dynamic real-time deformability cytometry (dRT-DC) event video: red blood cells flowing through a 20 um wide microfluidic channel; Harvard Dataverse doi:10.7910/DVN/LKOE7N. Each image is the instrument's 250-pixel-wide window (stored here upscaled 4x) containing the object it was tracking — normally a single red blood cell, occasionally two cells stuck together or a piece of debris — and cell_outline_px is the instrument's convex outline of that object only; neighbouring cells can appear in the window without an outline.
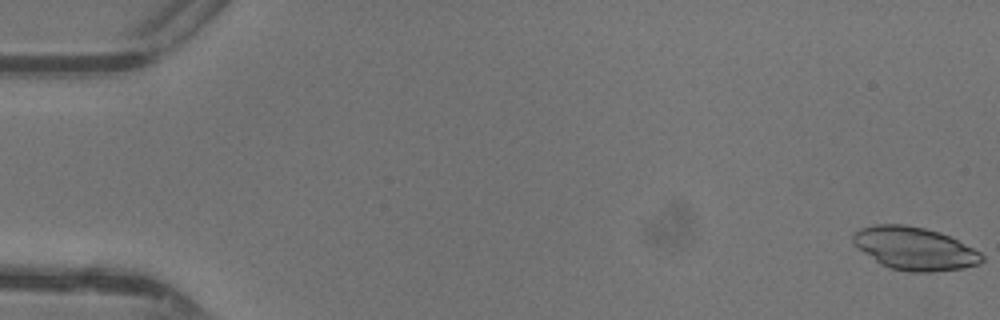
{"species": "common noctule bat (a hibernating species)", "species_latin": "Nyctalus noctula", "temperature_condition": "warm", "stored_images_in_passage": 39, "camera_frame_rate_fps": 3000, "um_per_image_px": 0.085, "animal": {"sex": "female"}, "frame": {"image": 1, "passage_image": 1, "time_ms": 0.0, "image_size_px": [1000, 320], "cell_outline_px": [[984, 260], [980, 264], [964, 268], [932, 272], [908, 272], [888, 268], [880, 264], [864, 252], [852, 240], [852, 236], [860, 228], [876, 224], [904, 224], [924, 228], [940, 232], [980, 252], [984, 256]], "centroid_in_image_um": [77.75, 21.14], "position_along_channel_um": 7.2, "area_um2": 32.08}}